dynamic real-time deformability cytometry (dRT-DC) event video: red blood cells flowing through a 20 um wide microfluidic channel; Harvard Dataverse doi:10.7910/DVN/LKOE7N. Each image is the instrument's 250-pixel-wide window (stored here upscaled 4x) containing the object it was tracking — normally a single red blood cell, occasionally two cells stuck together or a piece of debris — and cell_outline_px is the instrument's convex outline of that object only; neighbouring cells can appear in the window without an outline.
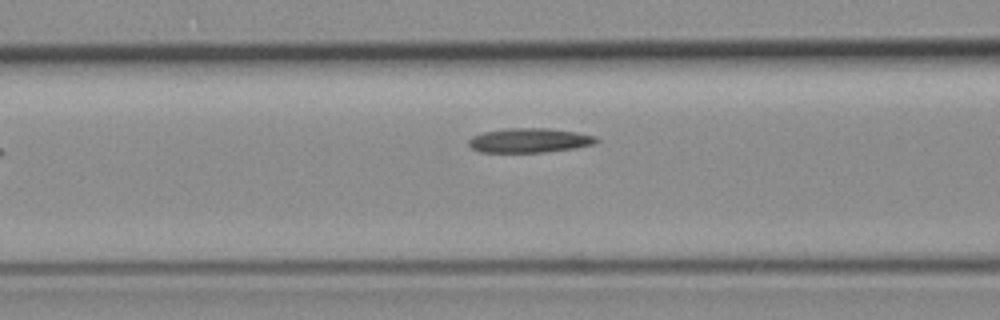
{"species": "common noctule bat (a hibernating species)", "species_latin": "Nyctalus noctula", "temperature_condition": "room temperature", "stored_images_in_passage": 5, "camera_frame_rate_fps": 3000, "um_per_image_px": 0.085, "animal": {"sex": "female", "body_mass_g": 19.3, "forearm_length_mm": 54.1}, "frame": {"image": 1, "passage_image": 5, "time_ms": 4.667, "image_size_px": [1000, 320], "cell_outline_px": [[600, 140], [596, 144], [576, 148], [544, 152], [480, 152], [472, 148], [468, 144], [468, 140], [472, 136], [484, 132], [508, 128], [548, 128], [576, 132], [596, 136]], "centroid_in_image_um": [45.03, 11.93], "position_along_channel_um": 121.6, "area_um2": 18.26}}